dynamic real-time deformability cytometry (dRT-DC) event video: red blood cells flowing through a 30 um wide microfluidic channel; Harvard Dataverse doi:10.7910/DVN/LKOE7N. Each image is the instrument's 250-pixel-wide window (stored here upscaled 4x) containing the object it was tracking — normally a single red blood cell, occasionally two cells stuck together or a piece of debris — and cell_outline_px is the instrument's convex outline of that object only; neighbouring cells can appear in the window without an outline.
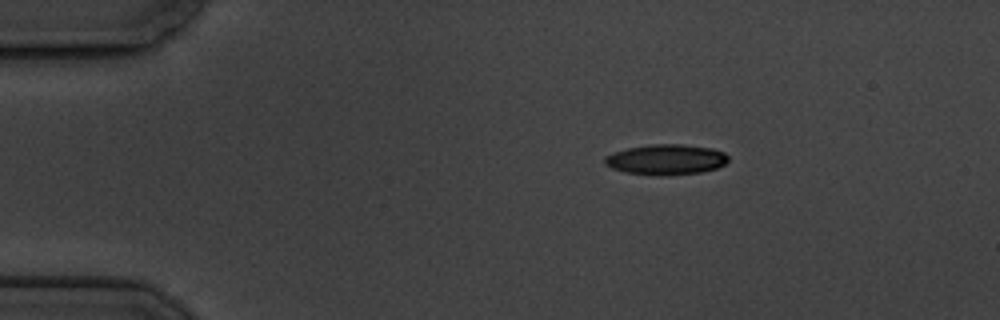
{"species": "common noctule bat (a hibernating species)", "species_latin": "Nyctalus noctula", "temperature_condition": "cold", "stored_images_in_passage": 3, "camera_frame_rate_fps": 3000, "um_per_image_px": 0.085, "animal": {"sex": "male", "body_mass_g": 19.5, "forearm_length_mm": 54.6}, "frame": {"image": 1, "passage_image": 1, "time_ms": 0.0, "image_size_px": [1000, 320], "cell_outline_px": [[728, 160], [724, 164], [716, 168], [700, 172], [624, 172], [612, 168], [604, 164], [604, 156], [612, 152], [628, 148], [652, 144], [684, 144], [712, 148], [724, 152], [728, 156]], "centroid_in_image_um": [56.61, 13.49], "position_along_channel_um": 28.4, "area_um2": 20.87}}